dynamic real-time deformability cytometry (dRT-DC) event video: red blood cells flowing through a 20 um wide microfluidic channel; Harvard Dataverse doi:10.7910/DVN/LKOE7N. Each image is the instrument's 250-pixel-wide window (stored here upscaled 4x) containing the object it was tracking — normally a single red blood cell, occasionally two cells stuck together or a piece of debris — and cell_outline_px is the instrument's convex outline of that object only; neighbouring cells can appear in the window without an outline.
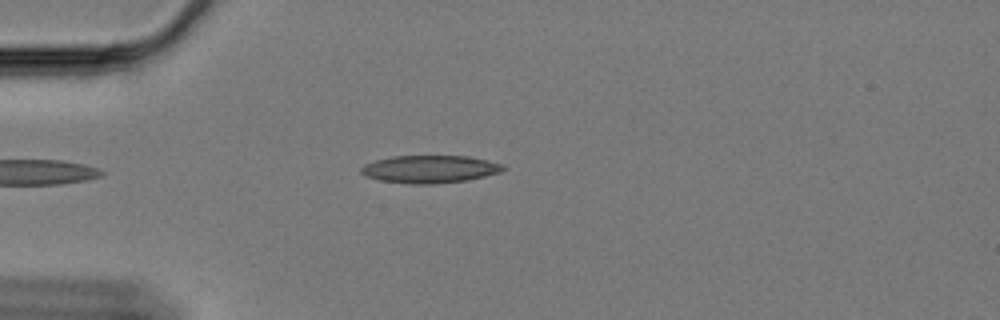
{"species": "Egyptian fruit bat (a non-hibernating species)", "species_latin": "Rousettus aegyptiacus", "temperature_condition": "cold", "stored_images_in_passage": 38, "camera_frame_rate_fps": 3000, "um_per_image_px": 0.085, "animal": {"sex": "female"}, "frame": {"image": 1, "passage_image": 1, "time_ms": 0.0, "image_size_px": [1000, 320], "cell_outline_px": [[504, 168], [500, 172], [468, 180], [436, 184], [408, 184], [380, 180], [364, 176], [360, 172], [360, 168], [364, 164], [376, 160], [392, 156], [468, 156], [488, 160], [500, 164]], "centroid_in_image_um": [36.48, 14.38], "position_along_channel_um": 48.5, "area_um2": 22.89}}
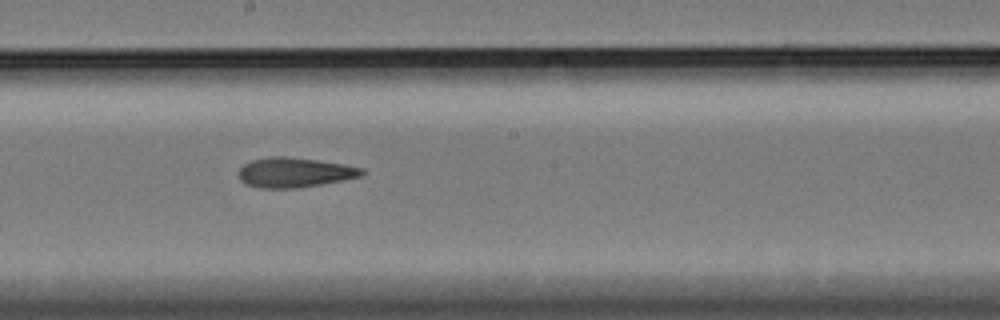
{"frame": {"image": 2, "passage_image": 18, "time_ms": 5.667, "image_size_px": [1000, 320], "cell_outline_px": [[364, 172], [360, 176], [320, 184], [296, 188], [260, 188], [248, 184], [240, 180], [240, 168], [244, 164], [252, 160], [272, 156], [284, 156], [316, 160], [364, 168]], "centroid_in_image_um": [25.01, 14.65], "position_along_channel_um": 223.2, "area_um2": 20.92}}
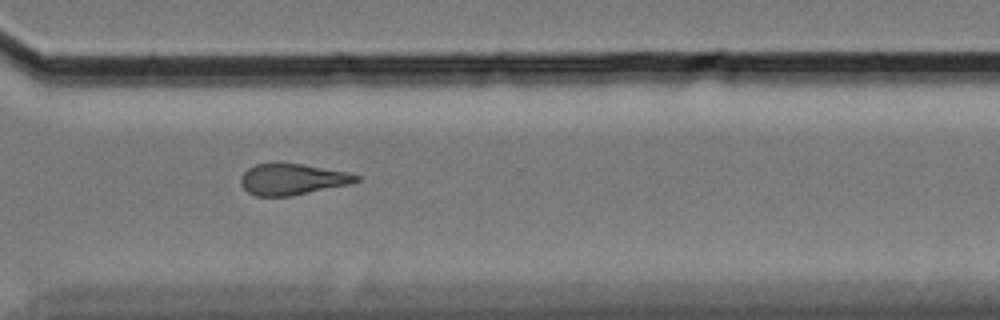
{"frame": {"image": 3, "passage_image": 29, "time_ms": 9.333, "image_size_px": [1000, 320], "cell_outline_px": [[360, 180], [348, 184], [292, 196], [256, 196], [248, 192], [240, 184], [240, 176], [248, 168], [256, 164], [304, 164], [348, 172], [360, 176]], "centroid_in_image_um": [24.83, 15.24], "position_along_channel_um": 345.8, "area_um2": 20.81}, "authors_computed_cell_mechanics": {"area_um2": 21.4438, "velocity_mm_per_s": 3.3496, "shape_relaxation_time_tau1_ms": 9.5889, "shape_relaxation_time_tau2_ms": 5.2599, "deformation_change_tau1": 0.1761, "deformation_change_tau2": 0.1492}}